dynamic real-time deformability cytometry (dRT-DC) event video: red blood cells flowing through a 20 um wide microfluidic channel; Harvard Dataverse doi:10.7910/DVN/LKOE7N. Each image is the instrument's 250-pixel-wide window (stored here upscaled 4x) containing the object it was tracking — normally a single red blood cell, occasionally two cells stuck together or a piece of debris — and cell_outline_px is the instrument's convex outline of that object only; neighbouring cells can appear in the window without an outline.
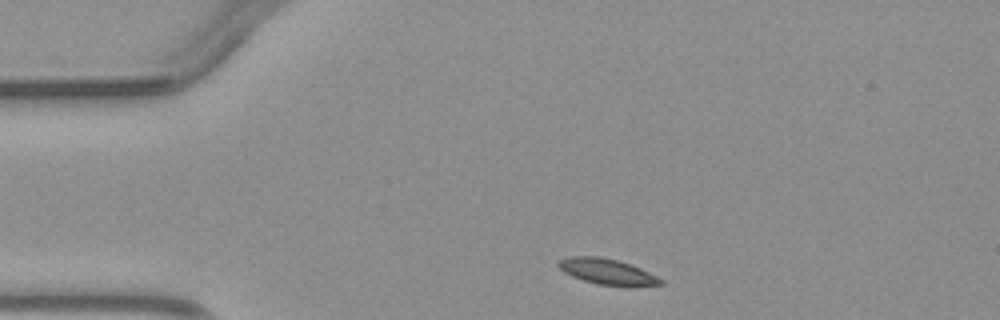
{"species": "common noctule bat (a hibernating species)", "species_latin": "Nyctalus noctula", "temperature_condition": "warm", "stored_images_in_passage": 2, "camera_frame_rate_fps": 3000, "um_per_image_px": 0.085, "animal": {"sex": "male", "body_mass_g": 23.1, "forearm_length_mm": 52.7}, "frame": {"image": 1, "passage_image": 1, "time_ms": 0.0, "image_size_px": [1000, 320], "cell_outline_px": [[664, 284], [596, 284], [572, 276], [564, 272], [556, 264], [560, 260], [572, 256], [600, 256], [616, 260], [640, 268], [664, 280]], "centroid_in_image_um": [51.53, 23.05], "position_along_channel_um": 33.5, "area_um2": 14.57}}